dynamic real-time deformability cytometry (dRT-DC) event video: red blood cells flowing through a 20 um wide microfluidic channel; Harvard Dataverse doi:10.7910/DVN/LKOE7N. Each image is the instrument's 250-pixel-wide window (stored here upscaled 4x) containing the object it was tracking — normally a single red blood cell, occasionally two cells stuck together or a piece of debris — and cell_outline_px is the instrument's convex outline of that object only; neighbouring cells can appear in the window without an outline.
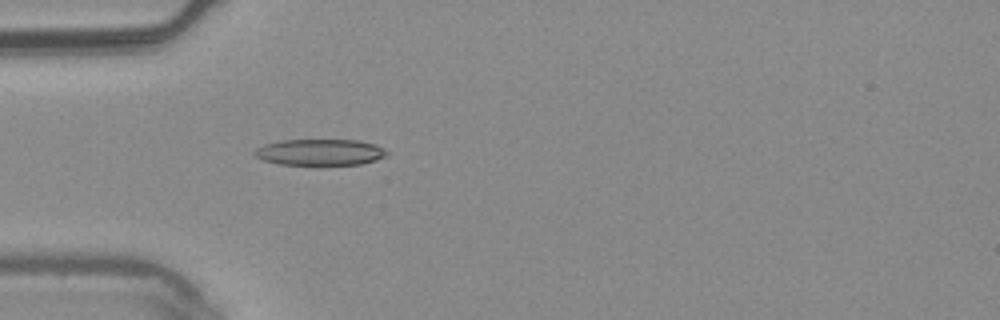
{"species": "common noctule bat (a hibernating species)", "species_latin": "Nyctalus noctula", "temperature_condition": "warm", "stored_images_in_passage": 4, "camera_frame_rate_fps": 3000, "um_per_image_px": 0.085, "animal": {"sex": "male", "body_mass_g": 20.4}, "frame": {"image": 1, "passage_image": 4, "time_ms": 1.0, "image_size_px": [1000, 320], "cell_outline_px": [[388, 156], [376, 160], [360, 164], [320, 168], [280, 164], [264, 160], [256, 156], [252, 152], [256, 148], [264, 144], [280, 140], [360, 140], [376, 144], [388, 152]], "centroid_in_image_um": [27.22, 12.98], "position_along_channel_um": 57.8, "area_um2": 21.33}}